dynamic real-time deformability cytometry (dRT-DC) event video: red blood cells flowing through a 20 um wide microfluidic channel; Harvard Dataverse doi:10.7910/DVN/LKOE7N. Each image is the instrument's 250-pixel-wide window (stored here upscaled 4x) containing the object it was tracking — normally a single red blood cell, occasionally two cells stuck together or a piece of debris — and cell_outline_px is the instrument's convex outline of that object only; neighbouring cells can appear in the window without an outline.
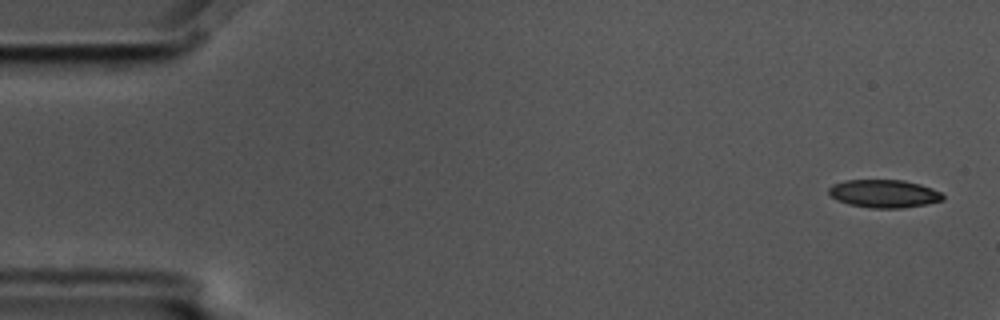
{"species": "common noctule bat (a hibernating species)", "species_latin": "Nyctalus noctula", "temperature_condition": "cold", "stored_images_in_passage": 5, "camera_frame_rate_fps": 3000, "um_per_image_px": 0.085, "animal": {"sex": "male", "body_mass_g": 17.5, "forearm_length_mm": 52.3}, "frame": {"image": 1, "passage_image": 1, "time_ms": 0.0, "image_size_px": [1000, 320], "cell_outline_px": [[944, 200], [924, 204], [900, 208], [872, 208], [848, 204], [836, 200], [828, 192], [828, 188], [832, 184], [844, 180], [904, 180], [920, 184], [932, 188], [940, 192], [944, 196]], "centroid_in_image_um": [75.12, 16.45], "position_along_channel_um": 9.9, "area_um2": 18.61}}